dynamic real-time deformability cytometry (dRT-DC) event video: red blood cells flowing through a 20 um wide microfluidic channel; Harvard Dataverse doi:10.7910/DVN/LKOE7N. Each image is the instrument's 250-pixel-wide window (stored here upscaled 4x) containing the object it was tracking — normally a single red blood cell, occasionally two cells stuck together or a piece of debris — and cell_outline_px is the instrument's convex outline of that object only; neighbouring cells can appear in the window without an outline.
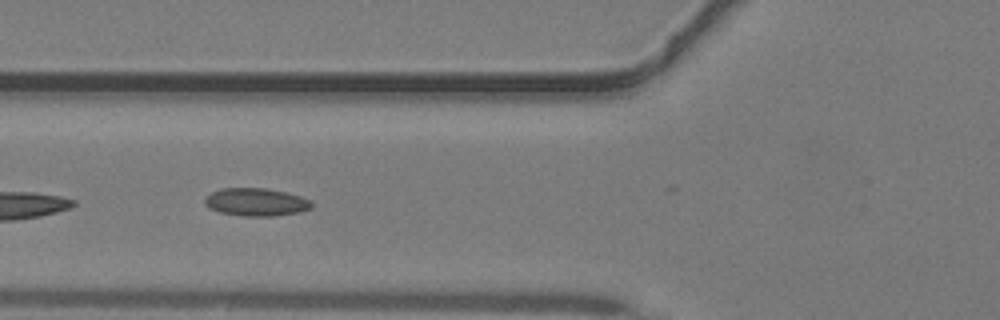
{"species": "common noctule bat (a hibernating species)", "species_latin": "Nyctalus noctula", "temperature_condition": "warm", "stored_images_in_passage": 27, "camera_frame_rate_fps": 3000, "um_per_image_px": 0.085, "animal": {"sex": "male", "body_mass_g": 19.2, "forearm_length_mm": 51.8}, "frame": {"image": 1, "passage_image": 8, "time_ms": 2.333, "image_size_px": [1000, 320], "cell_outline_px": [[312, 208], [300, 212], [272, 216], [244, 216], [220, 212], [208, 208], [204, 204], [204, 200], [212, 192], [220, 188], [264, 188], [284, 192], [300, 196], [312, 200]], "centroid_in_image_um": [21.77, 17.18], "position_along_channel_um": 104.0, "area_um2": 17.34}}